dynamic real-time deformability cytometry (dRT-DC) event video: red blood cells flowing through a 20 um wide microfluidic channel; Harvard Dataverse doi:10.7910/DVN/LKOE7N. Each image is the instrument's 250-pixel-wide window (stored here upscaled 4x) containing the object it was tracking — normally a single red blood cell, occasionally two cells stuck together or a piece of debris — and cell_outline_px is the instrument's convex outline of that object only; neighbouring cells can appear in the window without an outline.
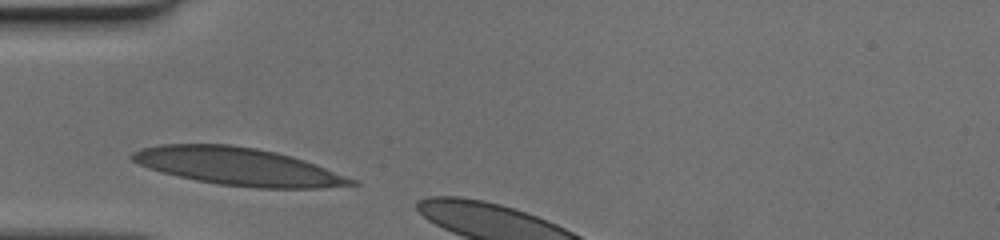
{"species": "human", "species_latin": "Homo sapiens", "temperature_condition": "cold", "stored_images_in_passage": 7, "camera_frame_rate_fps": 3000, "um_per_image_px": 0.085, "donor": {"sex": "female"}, "frame": {"image": 1, "passage_image": 1, "time_ms": 0.0, "image_size_px": [1000, 240], "cell_outline_px": [[360, 184], [320, 188], [256, 188], [220, 184], [196, 180], [148, 168], [132, 160], [128, 156], [132, 152], [144, 148], [160, 144], [228, 144], [256, 148], [276, 152], [324, 168], [356, 180]], "centroid_in_image_um": [20.2, 14.15], "position_along_channel_um": 64.8, "area_um2": 47.22}}
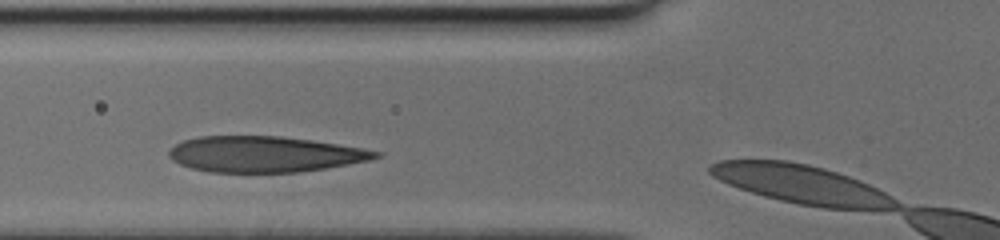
{"frame": {"image": 2, "passage_image": 4, "time_ms": 1.0, "image_size_px": [1000, 240], "cell_outline_px": [[380, 156], [368, 160], [348, 164], [324, 168], [296, 172], [212, 172], [192, 168], [180, 164], [172, 160], [168, 156], [168, 152], [176, 144], [184, 140], [200, 136], [280, 136], [312, 140], [360, 148], [380, 152]], "centroid_in_image_um": [22.44, 13.1], "position_along_channel_um": 103.4, "area_um2": 42.71}}